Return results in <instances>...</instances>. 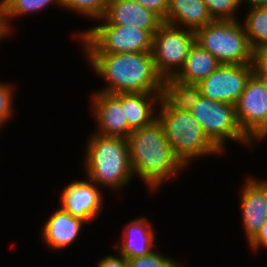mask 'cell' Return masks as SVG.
Instances as JSON below:
<instances>
[{
	"label": "cell",
	"mask_w": 267,
	"mask_h": 267,
	"mask_svg": "<svg viewBox=\"0 0 267 267\" xmlns=\"http://www.w3.org/2000/svg\"><path fill=\"white\" fill-rule=\"evenodd\" d=\"M85 55L90 67L108 83L100 92L162 93L164 80L155 70L151 52Z\"/></svg>",
	"instance_id": "1"
},
{
	"label": "cell",
	"mask_w": 267,
	"mask_h": 267,
	"mask_svg": "<svg viewBox=\"0 0 267 267\" xmlns=\"http://www.w3.org/2000/svg\"><path fill=\"white\" fill-rule=\"evenodd\" d=\"M126 139L133 175L139 176L152 191L184 170L185 166L175 156L158 120L133 130Z\"/></svg>",
	"instance_id": "2"
},
{
	"label": "cell",
	"mask_w": 267,
	"mask_h": 267,
	"mask_svg": "<svg viewBox=\"0 0 267 267\" xmlns=\"http://www.w3.org/2000/svg\"><path fill=\"white\" fill-rule=\"evenodd\" d=\"M86 147L84 171L87 179L97 186L118 190L134 177L126 138L102 136L95 132L87 140Z\"/></svg>",
	"instance_id": "3"
},
{
	"label": "cell",
	"mask_w": 267,
	"mask_h": 267,
	"mask_svg": "<svg viewBox=\"0 0 267 267\" xmlns=\"http://www.w3.org/2000/svg\"><path fill=\"white\" fill-rule=\"evenodd\" d=\"M158 106L157 120L175 156L185 167L194 158L222 154L204 134L190 111L174 110L162 98Z\"/></svg>",
	"instance_id": "4"
},
{
	"label": "cell",
	"mask_w": 267,
	"mask_h": 267,
	"mask_svg": "<svg viewBox=\"0 0 267 267\" xmlns=\"http://www.w3.org/2000/svg\"><path fill=\"white\" fill-rule=\"evenodd\" d=\"M195 43L221 64H252L253 49L237 20H214L195 31Z\"/></svg>",
	"instance_id": "5"
},
{
	"label": "cell",
	"mask_w": 267,
	"mask_h": 267,
	"mask_svg": "<svg viewBox=\"0 0 267 267\" xmlns=\"http://www.w3.org/2000/svg\"><path fill=\"white\" fill-rule=\"evenodd\" d=\"M103 24L79 33L84 53H138L152 51V35L136 26ZM105 22V23H104Z\"/></svg>",
	"instance_id": "6"
},
{
	"label": "cell",
	"mask_w": 267,
	"mask_h": 267,
	"mask_svg": "<svg viewBox=\"0 0 267 267\" xmlns=\"http://www.w3.org/2000/svg\"><path fill=\"white\" fill-rule=\"evenodd\" d=\"M190 112L202 127L204 134L222 153L226 152V140L238 142L250 148L255 145L240 129L235 105L201 96Z\"/></svg>",
	"instance_id": "7"
},
{
	"label": "cell",
	"mask_w": 267,
	"mask_h": 267,
	"mask_svg": "<svg viewBox=\"0 0 267 267\" xmlns=\"http://www.w3.org/2000/svg\"><path fill=\"white\" fill-rule=\"evenodd\" d=\"M195 43V32L163 22L152 37V56L159 76L174 77Z\"/></svg>",
	"instance_id": "8"
},
{
	"label": "cell",
	"mask_w": 267,
	"mask_h": 267,
	"mask_svg": "<svg viewBox=\"0 0 267 267\" xmlns=\"http://www.w3.org/2000/svg\"><path fill=\"white\" fill-rule=\"evenodd\" d=\"M237 123L253 143L267 137V82L254 73L235 104Z\"/></svg>",
	"instance_id": "9"
},
{
	"label": "cell",
	"mask_w": 267,
	"mask_h": 267,
	"mask_svg": "<svg viewBox=\"0 0 267 267\" xmlns=\"http://www.w3.org/2000/svg\"><path fill=\"white\" fill-rule=\"evenodd\" d=\"M252 74V64H221L198 85L202 96L235 105Z\"/></svg>",
	"instance_id": "10"
},
{
	"label": "cell",
	"mask_w": 267,
	"mask_h": 267,
	"mask_svg": "<svg viewBox=\"0 0 267 267\" xmlns=\"http://www.w3.org/2000/svg\"><path fill=\"white\" fill-rule=\"evenodd\" d=\"M92 110L97 127V134L102 136L127 138L132 130L125 118L122 107V93L112 94L96 92L92 98Z\"/></svg>",
	"instance_id": "11"
},
{
	"label": "cell",
	"mask_w": 267,
	"mask_h": 267,
	"mask_svg": "<svg viewBox=\"0 0 267 267\" xmlns=\"http://www.w3.org/2000/svg\"><path fill=\"white\" fill-rule=\"evenodd\" d=\"M69 183L61 195L62 209L72 216L89 222L100 214L103 195L93 181L87 179Z\"/></svg>",
	"instance_id": "12"
},
{
	"label": "cell",
	"mask_w": 267,
	"mask_h": 267,
	"mask_svg": "<svg viewBox=\"0 0 267 267\" xmlns=\"http://www.w3.org/2000/svg\"><path fill=\"white\" fill-rule=\"evenodd\" d=\"M240 197L241 214L249 242L267 221V180L247 178Z\"/></svg>",
	"instance_id": "13"
},
{
	"label": "cell",
	"mask_w": 267,
	"mask_h": 267,
	"mask_svg": "<svg viewBox=\"0 0 267 267\" xmlns=\"http://www.w3.org/2000/svg\"><path fill=\"white\" fill-rule=\"evenodd\" d=\"M104 17L111 24L136 26L147 30L152 36L163 23L156 13L144 8L136 0H109Z\"/></svg>",
	"instance_id": "14"
},
{
	"label": "cell",
	"mask_w": 267,
	"mask_h": 267,
	"mask_svg": "<svg viewBox=\"0 0 267 267\" xmlns=\"http://www.w3.org/2000/svg\"><path fill=\"white\" fill-rule=\"evenodd\" d=\"M85 220L72 216L60 206L42 227V238L53 250H62L70 246L82 229Z\"/></svg>",
	"instance_id": "15"
},
{
	"label": "cell",
	"mask_w": 267,
	"mask_h": 267,
	"mask_svg": "<svg viewBox=\"0 0 267 267\" xmlns=\"http://www.w3.org/2000/svg\"><path fill=\"white\" fill-rule=\"evenodd\" d=\"M151 226L146 217L133 219L123 232L122 242L116 245L117 253L129 260L154 251L155 233Z\"/></svg>",
	"instance_id": "16"
},
{
	"label": "cell",
	"mask_w": 267,
	"mask_h": 267,
	"mask_svg": "<svg viewBox=\"0 0 267 267\" xmlns=\"http://www.w3.org/2000/svg\"><path fill=\"white\" fill-rule=\"evenodd\" d=\"M213 21L202 0H169L163 22L195 32Z\"/></svg>",
	"instance_id": "17"
},
{
	"label": "cell",
	"mask_w": 267,
	"mask_h": 267,
	"mask_svg": "<svg viewBox=\"0 0 267 267\" xmlns=\"http://www.w3.org/2000/svg\"><path fill=\"white\" fill-rule=\"evenodd\" d=\"M161 96L162 93H122V107L132 131L149 126L157 120L156 105Z\"/></svg>",
	"instance_id": "18"
},
{
	"label": "cell",
	"mask_w": 267,
	"mask_h": 267,
	"mask_svg": "<svg viewBox=\"0 0 267 267\" xmlns=\"http://www.w3.org/2000/svg\"><path fill=\"white\" fill-rule=\"evenodd\" d=\"M220 65L211 53L194 43L183 66L173 78L188 84H199Z\"/></svg>",
	"instance_id": "19"
},
{
	"label": "cell",
	"mask_w": 267,
	"mask_h": 267,
	"mask_svg": "<svg viewBox=\"0 0 267 267\" xmlns=\"http://www.w3.org/2000/svg\"><path fill=\"white\" fill-rule=\"evenodd\" d=\"M202 96L198 84L168 78L163 81L161 98L174 110L191 111Z\"/></svg>",
	"instance_id": "20"
},
{
	"label": "cell",
	"mask_w": 267,
	"mask_h": 267,
	"mask_svg": "<svg viewBox=\"0 0 267 267\" xmlns=\"http://www.w3.org/2000/svg\"><path fill=\"white\" fill-rule=\"evenodd\" d=\"M56 3L59 7H62V0H5L0 5V18L1 25L4 33L10 35V23L8 20L16 19L26 14L40 12L47 8L48 5Z\"/></svg>",
	"instance_id": "21"
},
{
	"label": "cell",
	"mask_w": 267,
	"mask_h": 267,
	"mask_svg": "<svg viewBox=\"0 0 267 267\" xmlns=\"http://www.w3.org/2000/svg\"><path fill=\"white\" fill-rule=\"evenodd\" d=\"M243 26L253 51L267 48V7L249 8Z\"/></svg>",
	"instance_id": "22"
},
{
	"label": "cell",
	"mask_w": 267,
	"mask_h": 267,
	"mask_svg": "<svg viewBox=\"0 0 267 267\" xmlns=\"http://www.w3.org/2000/svg\"><path fill=\"white\" fill-rule=\"evenodd\" d=\"M108 2L109 0H62V8L99 21L106 13Z\"/></svg>",
	"instance_id": "23"
},
{
	"label": "cell",
	"mask_w": 267,
	"mask_h": 267,
	"mask_svg": "<svg viewBox=\"0 0 267 267\" xmlns=\"http://www.w3.org/2000/svg\"><path fill=\"white\" fill-rule=\"evenodd\" d=\"M213 20H237L235 11L241 0H202ZM234 13V14H233Z\"/></svg>",
	"instance_id": "24"
},
{
	"label": "cell",
	"mask_w": 267,
	"mask_h": 267,
	"mask_svg": "<svg viewBox=\"0 0 267 267\" xmlns=\"http://www.w3.org/2000/svg\"><path fill=\"white\" fill-rule=\"evenodd\" d=\"M128 267H181L169 257L163 256L156 251H152L148 255L129 259Z\"/></svg>",
	"instance_id": "25"
},
{
	"label": "cell",
	"mask_w": 267,
	"mask_h": 267,
	"mask_svg": "<svg viewBox=\"0 0 267 267\" xmlns=\"http://www.w3.org/2000/svg\"><path fill=\"white\" fill-rule=\"evenodd\" d=\"M12 85L0 82V127L4 126L13 114V88ZM13 99V100H12Z\"/></svg>",
	"instance_id": "26"
},
{
	"label": "cell",
	"mask_w": 267,
	"mask_h": 267,
	"mask_svg": "<svg viewBox=\"0 0 267 267\" xmlns=\"http://www.w3.org/2000/svg\"><path fill=\"white\" fill-rule=\"evenodd\" d=\"M252 65L253 73L267 82V48L254 51Z\"/></svg>",
	"instance_id": "27"
},
{
	"label": "cell",
	"mask_w": 267,
	"mask_h": 267,
	"mask_svg": "<svg viewBox=\"0 0 267 267\" xmlns=\"http://www.w3.org/2000/svg\"><path fill=\"white\" fill-rule=\"evenodd\" d=\"M144 8L149 9L156 13L163 21L165 20L168 8L169 0H136Z\"/></svg>",
	"instance_id": "28"
},
{
	"label": "cell",
	"mask_w": 267,
	"mask_h": 267,
	"mask_svg": "<svg viewBox=\"0 0 267 267\" xmlns=\"http://www.w3.org/2000/svg\"><path fill=\"white\" fill-rule=\"evenodd\" d=\"M248 243L252 251H257L262 246L267 247V221Z\"/></svg>",
	"instance_id": "29"
},
{
	"label": "cell",
	"mask_w": 267,
	"mask_h": 267,
	"mask_svg": "<svg viewBox=\"0 0 267 267\" xmlns=\"http://www.w3.org/2000/svg\"><path fill=\"white\" fill-rule=\"evenodd\" d=\"M119 256L109 255L105 256V258H101L99 262H97V267H128V261L118 254Z\"/></svg>",
	"instance_id": "30"
},
{
	"label": "cell",
	"mask_w": 267,
	"mask_h": 267,
	"mask_svg": "<svg viewBox=\"0 0 267 267\" xmlns=\"http://www.w3.org/2000/svg\"><path fill=\"white\" fill-rule=\"evenodd\" d=\"M241 2L248 4L249 8L267 7V0H241Z\"/></svg>",
	"instance_id": "31"
},
{
	"label": "cell",
	"mask_w": 267,
	"mask_h": 267,
	"mask_svg": "<svg viewBox=\"0 0 267 267\" xmlns=\"http://www.w3.org/2000/svg\"><path fill=\"white\" fill-rule=\"evenodd\" d=\"M7 35L4 33L1 25V18H0V41L2 40L1 38H5Z\"/></svg>",
	"instance_id": "32"
}]
</instances>
